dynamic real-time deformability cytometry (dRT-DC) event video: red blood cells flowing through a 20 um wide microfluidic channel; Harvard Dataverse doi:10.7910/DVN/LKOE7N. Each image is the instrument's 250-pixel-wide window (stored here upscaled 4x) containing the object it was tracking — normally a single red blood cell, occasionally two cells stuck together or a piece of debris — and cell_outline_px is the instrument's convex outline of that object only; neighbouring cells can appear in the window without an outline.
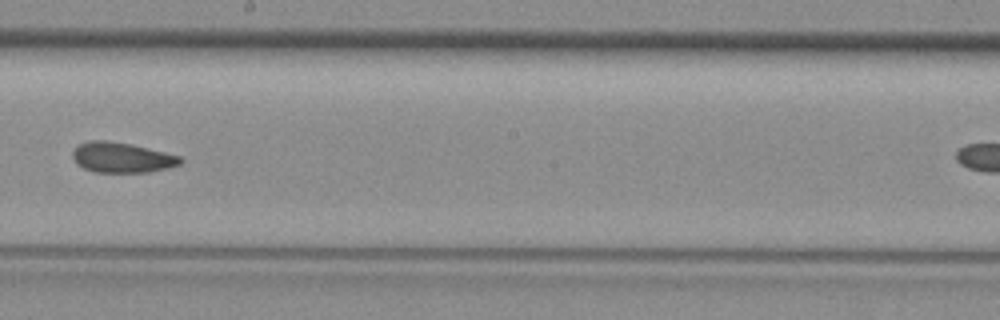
{"species": "common noctule bat (a hibernating species)", "species_latin": "Nyctalus noctula", "temperature_condition": "room temperature", "stored_images_in_passage": 28, "camera_frame_rate_fps": 3000, "um_per_image_px": 0.085, "animal": {"sex": "female", "body_mass_g": 29.2, "forearm_length_mm": 56.3}, "frame": {"image": 1, "passage_image": 17, "time_ms": 5.333, "image_size_px": [1000, 320], "cell_outline_px": [[184, 160], [180, 164], [168, 168], [148, 172], [92, 172], [76, 164], [72, 156], [72, 152], [80, 144], [92, 140], [104, 140], [128, 144], [148, 148], [180, 156]], "centroid_in_image_um": [10.35, 13.4], "position_along_channel_um": 237.8, "area_um2": 18.84}}
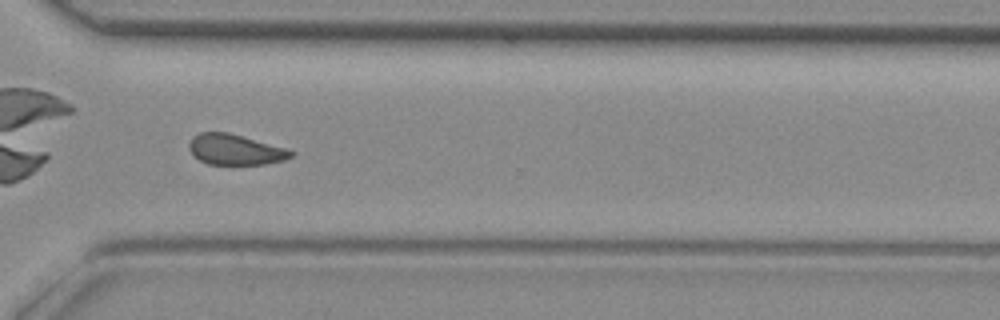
{"frame": {"image": 2, "passage_image": 24, "time_ms": 7.667, "image_size_px": [1000, 320], "cell_outline_px": [[296, 152], [292, 156], [284, 160], [264, 164], [208, 164], [200, 160], [188, 148], [188, 144], [192, 136], [200, 132], [228, 132], [288, 148]], "centroid_in_image_um": [20.01, 12.7], "position_along_channel_um": 350.6, "area_um2": 18.21}}